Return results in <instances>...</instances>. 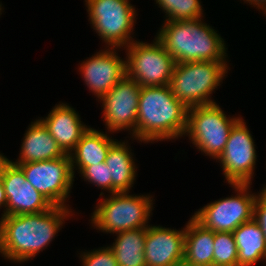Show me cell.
Wrapping results in <instances>:
<instances>
[{
	"mask_svg": "<svg viewBox=\"0 0 266 266\" xmlns=\"http://www.w3.org/2000/svg\"><path fill=\"white\" fill-rule=\"evenodd\" d=\"M152 44L133 41L126 48V75L141 87L170 85L175 60L155 37Z\"/></svg>",
	"mask_w": 266,
	"mask_h": 266,
	"instance_id": "cell-8",
	"label": "cell"
},
{
	"mask_svg": "<svg viewBox=\"0 0 266 266\" xmlns=\"http://www.w3.org/2000/svg\"><path fill=\"white\" fill-rule=\"evenodd\" d=\"M80 173L84 181L93 183L102 190L109 191V168L105 162L85 167Z\"/></svg>",
	"mask_w": 266,
	"mask_h": 266,
	"instance_id": "cell-26",
	"label": "cell"
},
{
	"mask_svg": "<svg viewBox=\"0 0 266 266\" xmlns=\"http://www.w3.org/2000/svg\"><path fill=\"white\" fill-rule=\"evenodd\" d=\"M102 248L81 253L80 258L83 266H118L114 253L109 246Z\"/></svg>",
	"mask_w": 266,
	"mask_h": 266,
	"instance_id": "cell-25",
	"label": "cell"
},
{
	"mask_svg": "<svg viewBox=\"0 0 266 266\" xmlns=\"http://www.w3.org/2000/svg\"><path fill=\"white\" fill-rule=\"evenodd\" d=\"M254 219L258 222L266 241V189L262 188L254 205Z\"/></svg>",
	"mask_w": 266,
	"mask_h": 266,
	"instance_id": "cell-27",
	"label": "cell"
},
{
	"mask_svg": "<svg viewBox=\"0 0 266 266\" xmlns=\"http://www.w3.org/2000/svg\"><path fill=\"white\" fill-rule=\"evenodd\" d=\"M5 157L2 153L0 154V161Z\"/></svg>",
	"mask_w": 266,
	"mask_h": 266,
	"instance_id": "cell-32",
	"label": "cell"
},
{
	"mask_svg": "<svg viewBox=\"0 0 266 266\" xmlns=\"http://www.w3.org/2000/svg\"><path fill=\"white\" fill-rule=\"evenodd\" d=\"M254 139L244 119L231 129L224 151L217 159L229 184H251L256 165Z\"/></svg>",
	"mask_w": 266,
	"mask_h": 266,
	"instance_id": "cell-11",
	"label": "cell"
},
{
	"mask_svg": "<svg viewBox=\"0 0 266 266\" xmlns=\"http://www.w3.org/2000/svg\"><path fill=\"white\" fill-rule=\"evenodd\" d=\"M261 10L264 11V14L266 15V5H264Z\"/></svg>",
	"mask_w": 266,
	"mask_h": 266,
	"instance_id": "cell-31",
	"label": "cell"
},
{
	"mask_svg": "<svg viewBox=\"0 0 266 266\" xmlns=\"http://www.w3.org/2000/svg\"><path fill=\"white\" fill-rule=\"evenodd\" d=\"M102 200L91 216L92 226L94 224L99 231L114 234L148 227L153 209L152 196L116 192Z\"/></svg>",
	"mask_w": 266,
	"mask_h": 266,
	"instance_id": "cell-5",
	"label": "cell"
},
{
	"mask_svg": "<svg viewBox=\"0 0 266 266\" xmlns=\"http://www.w3.org/2000/svg\"><path fill=\"white\" fill-rule=\"evenodd\" d=\"M156 38L176 63L226 61L224 40L201 19L165 21Z\"/></svg>",
	"mask_w": 266,
	"mask_h": 266,
	"instance_id": "cell-3",
	"label": "cell"
},
{
	"mask_svg": "<svg viewBox=\"0 0 266 266\" xmlns=\"http://www.w3.org/2000/svg\"><path fill=\"white\" fill-rule=\"evenodd\" d=\"M26 180L54 206H66L73 185L70 154L52 160L18 164Z\"/></svg>",
	"mask_w": 266,
	"mask_h": 266,
	"instance_id": "cell-10",
	"label": "cell"
},
{
	"mask_svg": "<svg viewBox=\"0 0 266 266\" xmlns=\"http://www.w3.org/2000/svg\"><path fill=\"white\" fill-rule=\"evenodd\" d=\"M171 266H193L190 263L186 262L185 260H182L180 262L174 263Z\"/></svg>",
	"mask_w": 266,
	"mask_h": 266,
	"instance_id": "cell-30",
	"label": "cell"
},
{
	"mask_svg": "<svg viewBox=\"0 0 266 266\" xmlns=\"http://www.w3.org/2000/svg\"><path fill=\"white\" fill-rule=\"evenodd\" d=\"M115 49L117 48L109 47L100 50L83 61L79 67L85 84L98 99H101L126 75V59H121Z\"/></svg>",
	"mask_w": 266,
	"mask_h": 266,
	"instance_id": "cell-14",
	"label": "cell"
},
{
	"mask_svg": "<svg viewBox=\"0 0 266 266\" xmlns=\"http://www.w3.org/2000/svg\"><path fill=\"white\" fill-rule=\"evenodd\" d=\"M227 115L216 103L190 107L184 136L188 135L199 151L218 159L233 126L242 118Z\"/></svg>",
	"mask_w": 266,
	"mask_h": 266,
	"instance_id": "cell-6",
	"label": "cell"
},
{
	"mask_svg": "<svg viewBox=\"0 0 266 266\" xmlns=\"http://www.w3.org/2000/svg\"><path fill=\"white\" fill-rule=\"evenodd\" d=\"M6 205H7V198H6L4 185H3L1 175H0V209L1 207H5V210L3 211L4 213L2 214V216H6Z\"/></svg>",
	"mask_w": 266,
	"mask_h": 266,
	"instance_id": "cell-28",
	"label": "cell"
},
{
	"mask_svg": "<svg viewBox=\"0 0 266 266\" xmlns=\"http://www.w3.org/2000/svg\"><path fill=\"white\" fill-rule=\"evenodd\" d=\"M90 24L111 48H126L134 39L130 36L136 10L129 0H85Z\"/></svg>",
	"mask_w": 266,
	"mask_h": 266,
	"instance_id": "cell-7",
	"label": "cell"
},
{
	"mask_svg": "<svg viewBox=\"0 0 266 266\" xmlns=\"http://www.w3.org/2000/svg\"><path fill=\"white\" fill-rule=\"evenodd\" d=\"M166 13L165 21H185L201 19L203 7L200 0H155Z\"/></svg>",
	"mask_w": 266,
	"mask_h": 266,
	"instance_id": "cell-23",
	"label": "cell"
},
{
	"mask_svg": "<svg viewBox=\"0 0 266 266\" xmlns=\"http://www.w3.org/2000/svg\"><path fill=\"white\" fill-rule=\"evenodd\" d=\"M185 228L174 230L162 226L146 228L144 256L146 266H171L184 260Z\"/></svg>",
	"mask_w": 266,
	"mask_h": 266,
	"instance_id": "cell-15",
	"label": "cell"
},
{
	"mask_svg": "<svg viewBox=\"0 0 266 266\" xmlns=\"http://www.w3.org/2000/svg\"><path fill=\"white\" fill-rule=\"evenodd\" d=\"M0 175L7 198L6 215L37 214L54 206L26 180L22 169L7 157L0 161Z\"/></svg>",
	"mask_w": 266,
	"mask_h": 266,
	"instance_id": "cell-13",
	"label": "cell"
},
{
	"mask_svg": "<svg viewBox=\"0 0 266 266\" xmlns=\"http://www.w3.org/2000/svg\"><path fill=\"white\" fill-rule=\"evenodd\" d=\"M71 212V208L53 206L37 214L1 216L0 253L15 263L31 260L50 244Z\"/></svg>",
	"mask_w": 266,
	"mask_h": 266,
	"instance_id": "cell-1",
	"label": "cell"
},
{
	"mask_svg": "<svg viewBox=\"0 0 266 266\" xmlns=\"http://www.w3.org/2000/svg\"><path fill=\"white\" fill-rule=\"evenodd\" d=\"M116 234L117 238L109 248L113 251L118 266H146L144 256L146 228Z\"/></svg>",
	"mask_w": 266,
	"mask_h": 266,
	"instance_id": "cell-22",
	"label": "cell"
},
{
	"mask_svg": "<svg viewBox=\"0 0 266 266\" xmlns=\"http://www.w3.org/2000/svg\"><path fill=\"white\" fill-rule=\"evenodd\" d=\"M214 232L193 217L185 226L184 260L193 266H213Z\"/></svg>",
	"mask_w": 266,
	"mask_h": 266,
	"instance_id": "cell-20",
	"label": "cell"
},
{
	"mask_svg": "<svg viewBox=\"0 0 266 266\" xmlns=\"http://www.w3.org/2000/svg\"><path fill=\"white\" fill-rule=\"evenodd\" d=\"M188 110L174 96L170 85L141 87L136 139L152 143L182 137L187 127Z\"/></svg>",
	"mask_w": 266,
	"mask_h": 266,
	"instance_id": "cell-2",
	"label": "cell"
},
{
	"mask_svg": "<svg viewBox=\"0 0 266 266\" xmlns=\"http://www.w3.org/2000/svg\"><path fill=\"white\" fill-rule=\"evenodd\" d=\"M127 142L115 141L107 153L105 163L109 168V193L129 192L136 180L133 153Z\"/></svg>",
	"mask_w": 266,
	"mask_h": 266,
	"instance_id": "cell-18",
	"label": "cell"
},
{
	"mask_svg": "<svg viewBox=\"0 0 266 266\" xmlns=\"http://www.w3.org/2000/svg\"><path fill=\"white\" fill-rule=\"evenodd\" d=\"M213 266H238V250L233 232H214Z\"/></svg>",
	"mask_w": 266,
	"mask_h": 266,
	"instance_id": "cell-24",
	"label": "cell"
},
{
	"mask_svg": "<svg viewBox=\"0 0 266 266\" xmlns=\"http://www.w3.org/2000/svg\"><path fill=\"white\" fill-rule=\"evenodd\" d=\"M80 115L64 103L56 104L47 117L39 119L65 154H70L81 136L90 128L84 125Z\"/></svg>",
	"mask_w": 266,
	"mask_h": 266,
	"instance_id": "cell-16",
	"label": "cell"
},
{
	"mask_svg": "<svg viewBox=\"0 0 266 266\" xmlns=\"http://www.w3.org/2000/svg\"><path fill=\"white\" fill-rule=\"evenodd\" d=\"M115 141L116 139L112 140L106 133L90 127L70 153L73 176L76 167L81 172L87 166L105 162L110 146Z\"/></svg>",
	"mask_w": 266,
	"mask_h": 266,
	"instance_id": "cell-19",
	"label": "cell"
},
{
	"mask_svg": "<svg viewBox=\"0 0 266 266\" xmlns=\"http://www.w3.org/2000/svg\"><path fill=\"white\" fill-rule=\"evenodd\" d=\"M236 195L200 208L192 216L199 224L213 232H233L241 224L254 218L257 195L249 193L251 184H230Z\"/></svg>",
	"mask_w": 266,
	"mask_h": 266,
	"instance_id": "cell-9",
	"label": "cell"
},
{
	"mask_svg": "<svg viewBox=\"0 0 266 266\" xmlns=\"http://www.w3.org/2000/svg\"><path fill=\"white\" fill-rule=\"evenodd\" d=\"M238 250V266H252L266 260V241L262 229L253 218L233 231Z\"/></svg>",
	"mask_w": 266,
	"mask_h": 266,
	"instance_id": "cell-21",
	"label": "cell"
},
{
	"mask_svg": "<svg viewBox=\"0 0 266 266\" xmlns=\"http://www.w3.org/2000/svg\"><path fill=\"white\" fill-rule=\"evenodd\" d=\"M227 61L176 63L170 87L174 96L188 108L216 103L211 94L228 73Z\"/></svg>",
	"mask_w": 266,
	"mask_h": 266,
	"instance_id": "cell-4",
	"label": "cell"
},
{
	"mask_svg": "<svg viewBox=\"0 0 266 266\" xmlns=\"http://www.w3.org/2000/svg\"><path fill=\"white\" fill-rule=\"evenodd\" d=\"M244 2L253 5L254 7L261 9L264 5H266V0H243Z\"/></svg>",
	"mask_w": 266,
	"mask_h": 266,
	"instance_id": "cell-29",
	"label": "cell"
},
{
	"mask_svg": "<svg viewBox=\"0 0 266 266\" xmlns=\"http://www.w3.org/2000/svg\"><path fill=\"white\" fill-rule=\"evenodd\" d=\"M141 86L125 75L101 99L108 132L130 130L136 139V123ZM132 131V132H131Z\"/></svg>",
	"mask_w": 266,
	"mask_h": 266,
	"instance_id": "cell-12",
	"label": "cell"
},
{
	"mask_svg": "<svg viewBox=\"0 0 266 266\" xmlns=\"http://www.w3.org/2000/svg\"><path fill=\"white\" fill-rule=\"evenodd\" d=\"M65 153L58 146L48 129L38 119L32 122L25 133L18 160L13 164H24L52 160L63 157Z\"/></svg>",
	"mask_w": 266,
	"mask_h": 266,
	"instance_id": "cell-17",
	"label": "cell"
}]
</instances>
